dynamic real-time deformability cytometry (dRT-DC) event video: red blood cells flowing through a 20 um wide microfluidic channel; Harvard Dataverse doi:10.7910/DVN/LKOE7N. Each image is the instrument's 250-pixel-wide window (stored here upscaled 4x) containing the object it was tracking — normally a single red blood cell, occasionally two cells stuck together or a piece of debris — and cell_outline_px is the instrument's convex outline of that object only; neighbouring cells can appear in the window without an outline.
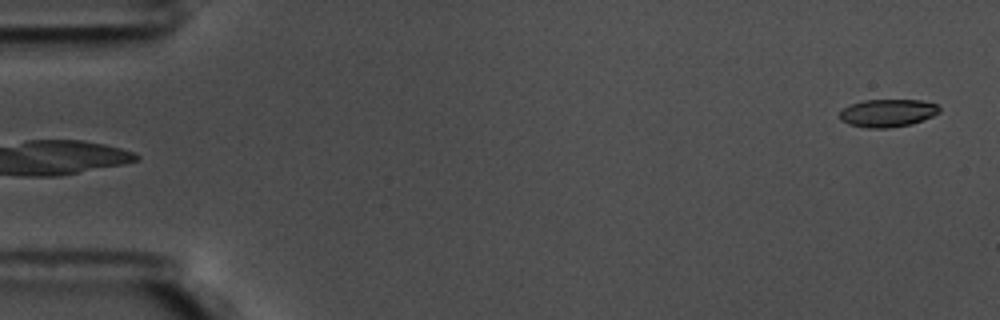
{"species": "common noctule bat (a hibernating species)", "species_latin": "Nyctalus noctula", "temperature_condition": "warm", "stored_images_in_passage": 16, "camera_frame_rate_fps": 3000, "um_per_image_px": 0.085, "animal": {"sex": "male", "body_mass_g": 17.5, "forearm_length_mm": 52.3}, "frame": {"image": 1, "passage_image": 3, "time_ms": 0.667, "image_size_px": [1000, 320], "cell_outline_px": [[936, 108], [928, 116], [904, 124], [856, 124], [876, 100], [912, 100], [932, 104]], "centroid_in_image_um": [76.17, 9.53], "position_along_channel_um": 8.8, "area_um2": 10.29}}
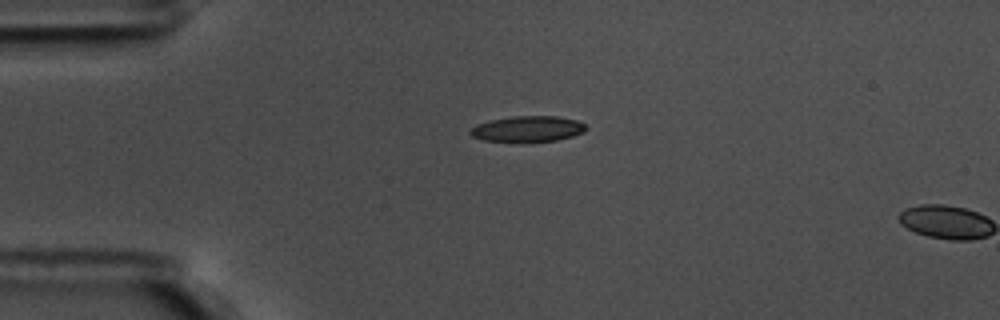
{"frame": {"image": 2, "passage_image": 15, "time_ms": 4.667, "image_size_px": [1000, 320], "cell_outline_px": [[584, 128], [576, 132], [564, 136], [548, 140], [496, 140], [480, 136], [472, 132], [492, 124], [504, 120], [568, 120], [580, 124]], "centroid_in_image_um": [44.96, 11.04], "position_along_channel_um": 40.0, "area_um2": 12.6}}